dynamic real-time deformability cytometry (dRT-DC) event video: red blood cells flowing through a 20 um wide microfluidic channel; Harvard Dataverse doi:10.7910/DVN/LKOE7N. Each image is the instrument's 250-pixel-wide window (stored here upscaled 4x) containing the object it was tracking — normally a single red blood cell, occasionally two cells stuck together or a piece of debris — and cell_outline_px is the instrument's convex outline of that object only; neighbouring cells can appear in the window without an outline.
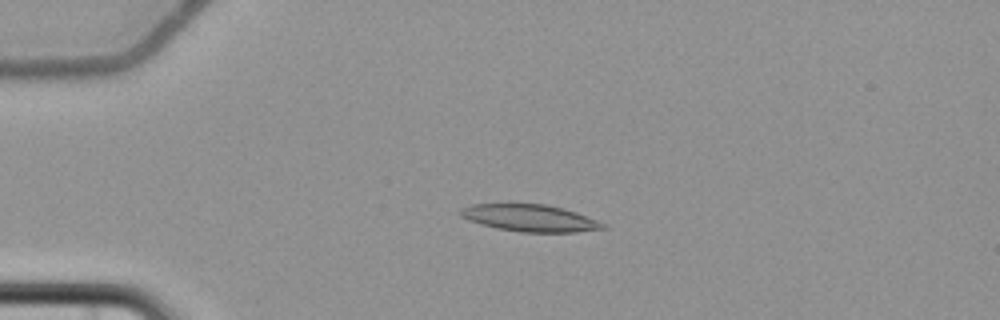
{"species": "common noctule bat (a hibernating species)", "species_latin": "Nyctalus noctula", "temperature_condition": "cold", "stored_images_in_passage": 5, "camera_frame_rate_fps": 3000, "um_per_image_px": 0.085, "animal": {"sex": "female", "body_mass_g": 22.7, "forearm_length_mm": 54.2}, "frame": {"image": 1, "passage_image": 4, "time_ms": 4.667, "image_size_px": [1000, 320], "cell_outline_px": [[608, 228], [576, 232], [520, 232], [496, 228], [480, 224], [468, 220], [460, 216], [460, 208], [472, 204], [512, 200], [548, 204], [564, 208], [576, 212], [608, 224]], "centroid_in_image_um": [44.99, 18.47], "position_along_channel_um": 40.0, "area_um2": 23.7}}